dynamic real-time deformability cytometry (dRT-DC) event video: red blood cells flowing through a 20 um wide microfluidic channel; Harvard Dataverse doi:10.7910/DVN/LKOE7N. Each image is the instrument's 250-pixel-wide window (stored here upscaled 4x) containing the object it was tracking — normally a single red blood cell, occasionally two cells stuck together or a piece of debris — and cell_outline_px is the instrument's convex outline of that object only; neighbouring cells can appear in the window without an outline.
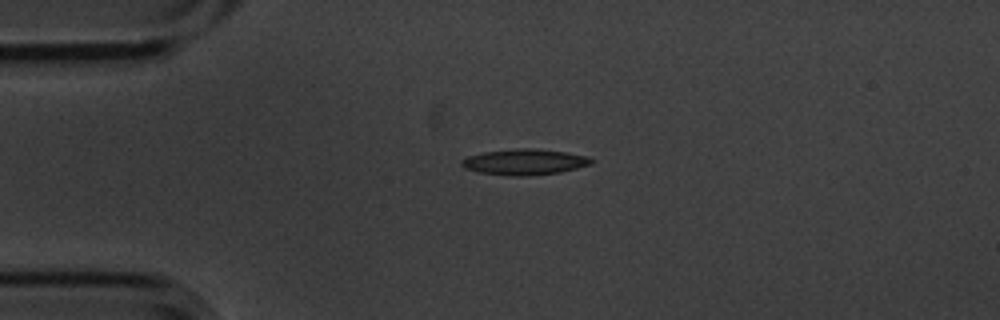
{"species": "common noctule bat (a hibernating species)", "species_latin": "Nyctalus noctula", "temperature_condition": "cold", "stored_images_in_passage": 3, "camera_frame_rate_fps": 3000, "um_per_image_px": 0.085, "animal": {"sex": "male", "body_mass_g": 20.1, "forearm_length_mm": 53.5}, "frame": {"image": 1, "passage_image": 1, "time_ms": 0.0, "image_size_px": [1000, 320], "cell_outline_px": [[592, 160], [588, 164], [576, 168], [560, 172], [524, 176], [520, 176], [480, 172], [464, 168], [460, 164], [460, 160], [468, 156], [484, 152], [516, 148], [536, 148], [564, 152], [584, 156]], "centroid_in_image_um": [44.51, 13.75], "position_along_channel_um": 40.5, "area_um2": 19.07}}
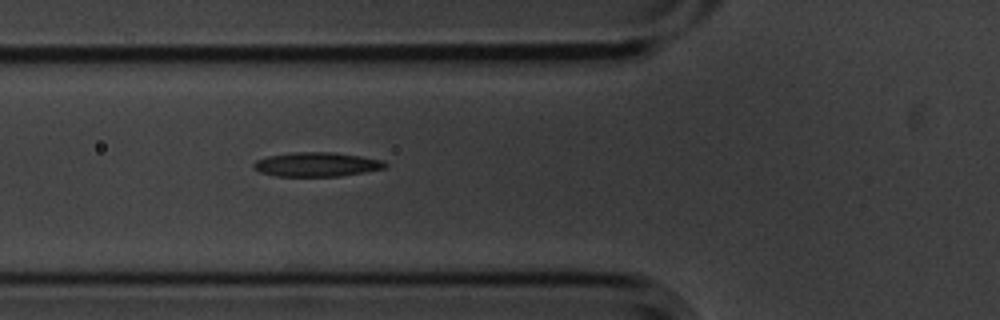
{"frame": {"image": 2, "passage_image": 3, "time_ms": 0.667, "image_size_px": [1000, 320], "cell_outline_px": [[388, 164], [384, 168], [364, 172], [340, 176], [276, 176], [260, 172], [252, 168], [252, 164], [256, 160], [268, 156], [296, 152], [332, 152], [360, 156], [384, 160]], "centroid_in_image_um": [26.9, 13.97], "position_along_channel_um": 98.9, "area_um2": 18.55}}